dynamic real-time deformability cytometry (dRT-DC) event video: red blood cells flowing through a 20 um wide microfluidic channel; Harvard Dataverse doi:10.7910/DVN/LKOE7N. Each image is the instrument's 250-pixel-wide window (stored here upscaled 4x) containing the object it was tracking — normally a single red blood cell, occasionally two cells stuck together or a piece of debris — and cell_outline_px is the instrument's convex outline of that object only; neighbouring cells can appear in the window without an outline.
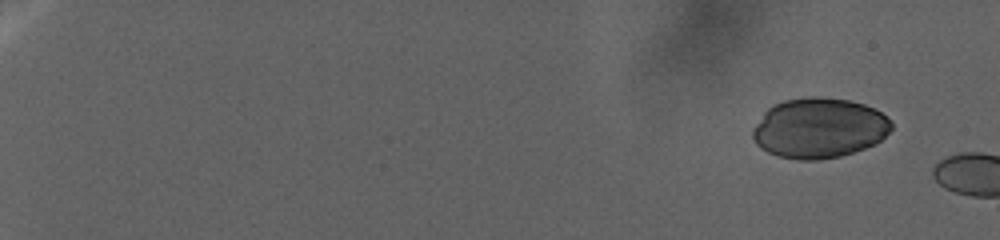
{"species": "human", "species_latin": "Homo sapiens", "temperature_condition": "warm", "stored_images_in_passage": 6, "camera_frame_rate_fps": 3000, "um_per_image_px": 0.085, "donor": {"sex": "female"}, "frame": {"image": 1, "passage_image": 1, "time_ms": 0.0, "image_size_px": [1000, 240], "cell_outline_px": [[892, 128], [876, 144], [840, 156], [820, 160], [800, 160], [780, 156], [768, 152], [760, 148], [756, 144], [752, 136], [752, 128], [764, 112], [768, 108], [784, 100], [808, 96], [816, 96], [848, 100], [864, 104], [880, 112], [892, 124]], "centroid_in_image_um": [69.59, 10.88], "position_along_channel_um": 15.4, "area_um2": 48.49}}